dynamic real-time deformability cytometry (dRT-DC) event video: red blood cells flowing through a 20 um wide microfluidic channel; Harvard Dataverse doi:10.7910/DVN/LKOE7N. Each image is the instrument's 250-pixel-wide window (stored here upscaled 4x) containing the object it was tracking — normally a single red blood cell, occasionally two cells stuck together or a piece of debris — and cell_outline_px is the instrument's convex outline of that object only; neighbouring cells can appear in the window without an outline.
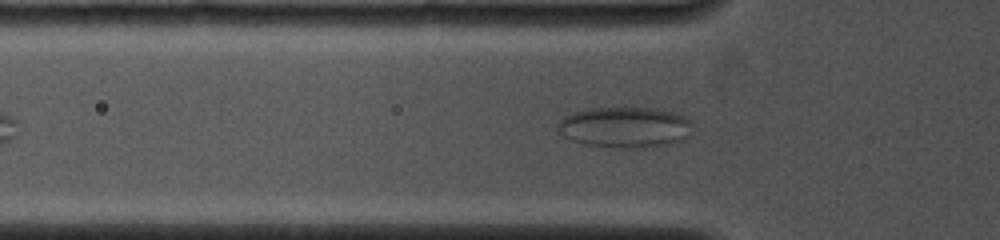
{"species": "common noctule bat (a hibernating species)", "species_latin": "Nyctalus noctula", "temperature_condition": "cold", "stored_images_in_passage": 33, "camera_frame_rate_fps": 4000, "um_per_image_px": 0.085, "animal": {"sex": "female", "body_mass_g": 19.0, "forearm_length_mm": 53.3}, "frame": {"image": 1, "passage_image": 9, "time_ms": 3.25, "image_size_px": [1000, 240], "cell_outline_px": [[692, 124], [688, 136], [684, 140], [668, 144], [636, 148], [584, 144], [572, 140], [564, 136], [556, 128], [560, 120], [564, 116], [572, 112], [588, 108], [652, 108], [672, 112], [684, 116]], "centroid_in_image_um": [53.1, 10.8], "position_along_channel_um": 72.7, "area_um2": 31.73}}
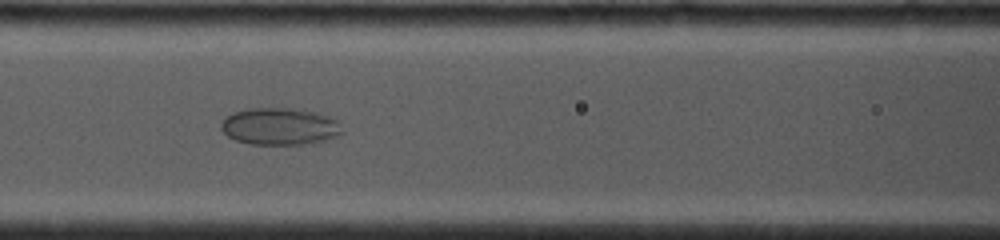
{"frame": {"image": 2, "passage_image": 13, "time_ms": 5.0, "image_size_px": [1000, 240], "cell_outline_px": [[344, 132], [336, 136], [324, 140], [300, 144], [252, 144], [236, 140], [228, 136], [220, 128], [220, 124], [224, 116], [232, 112], [248, 108], [292, 108], [320, 112], [336, 120]], "centroid_in_image_um": [23.75, 10.72], "position_along_channel_um": 142.9, "area_um2": 26.24}}
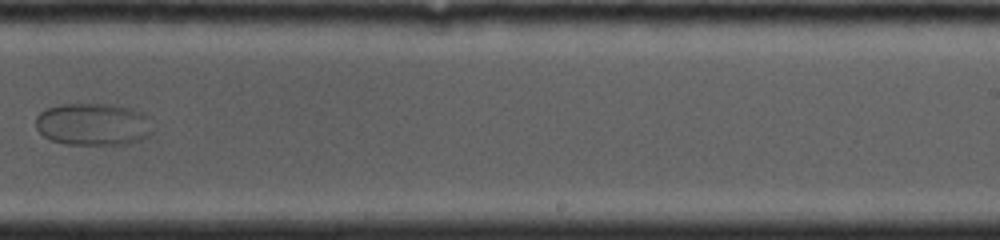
{"frame": {"image": 3, "passage_image": 22, "time_ms": 8.5, "image_size_px": [1000, 240], "cell_outline_px": [[152, 132], [148, 136], [140, 140], [124, 144], [64, 144], [52, 140], [44, 136], [36, 128], [36, 116], [40, 112], [48, 108], [64, 104], [112, 104], [132, 108], [144, 112], [148, 116]], "centroid_in_image_um": [7.93, 10.56], "position_along_channel_um": 281.1, "area_um2": 28.9}}